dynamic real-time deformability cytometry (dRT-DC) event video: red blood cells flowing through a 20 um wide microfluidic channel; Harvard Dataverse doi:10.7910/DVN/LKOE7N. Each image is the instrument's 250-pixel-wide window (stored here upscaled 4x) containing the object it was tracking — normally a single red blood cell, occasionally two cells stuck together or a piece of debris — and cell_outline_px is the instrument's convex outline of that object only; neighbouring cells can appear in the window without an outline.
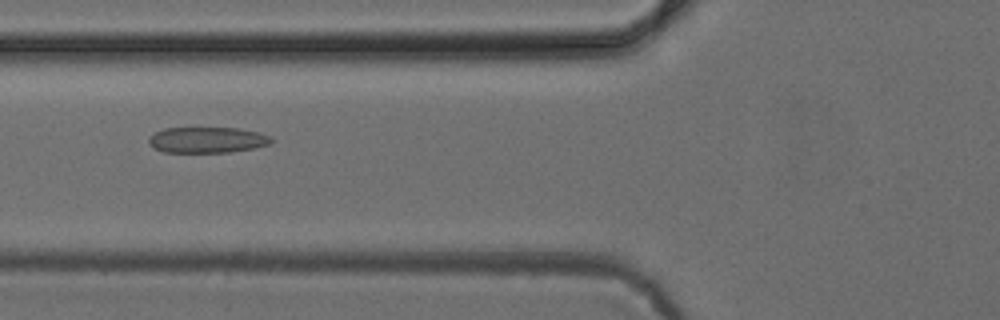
{"species": "common noctule bat (a hibernating species)", "species_latin": "Nyctalus noctula", "temperature_condition": "cold", "stored_images_in_passage": 5, "camera_frame_rate_fps": 3000, "um_per_image_px": 0.085, "animal": {"sex": "female", "body_mass_g": 24.6, "forearm_length_mm": 56.2}, "frame": {"image": 1, "passage_image": 5, "time_ms": 5.333, "image_size_px": [1000, 320], "cell_outline_px": [[276, 140], [268, 144], [252, 148], [232, 152], [164, 152], [152, 148], [148, 144], [148, 136], [164, 128], [236, 128], [260, 132], [272, 136]], "centroid_in_image_um": [17.61, 11.89], "position_along_channel_um": 108.2, "area_um2": 18.67}}